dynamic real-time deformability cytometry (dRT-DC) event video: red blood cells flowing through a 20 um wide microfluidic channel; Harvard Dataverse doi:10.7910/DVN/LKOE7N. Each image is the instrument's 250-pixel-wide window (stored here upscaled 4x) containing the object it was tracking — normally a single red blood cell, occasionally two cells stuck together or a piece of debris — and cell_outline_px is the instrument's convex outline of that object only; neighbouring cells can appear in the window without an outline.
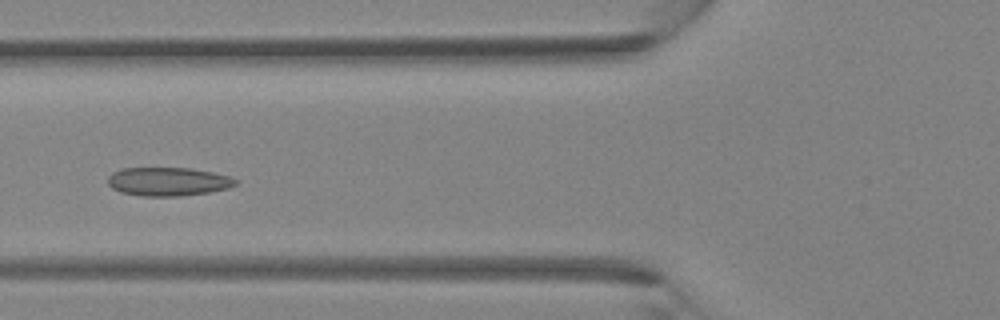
{"species": "Egyptian fruit bat (a non-hibernating species)", "species_latin": "Rousettus aegyptiacus", "temperature_condition": "room temperature", "stored_images_in_passage": 4, "camera_frame_rate_fps": 3000, "um_per_image_px": 0.085, "animal": {"sex": "female"}, "frame": {"image": 1, "passage_image": 4, "time_ms": 1.0, "image_size_px": [1000, 320], "cell_outline_px": [[240, 180], [236, 184], [228, 188], [208, 192], [180, 196], [140, 196], [120, 192], [112, 188], [108, 184], [108, 176], [112, 172], [120, 168], [192, 168], [212, 172], [228, 176]], "centroid_in_image_um": [14.26, 15.43], "position_along_channel_um": 111.5, "area_um2": 21.39}}